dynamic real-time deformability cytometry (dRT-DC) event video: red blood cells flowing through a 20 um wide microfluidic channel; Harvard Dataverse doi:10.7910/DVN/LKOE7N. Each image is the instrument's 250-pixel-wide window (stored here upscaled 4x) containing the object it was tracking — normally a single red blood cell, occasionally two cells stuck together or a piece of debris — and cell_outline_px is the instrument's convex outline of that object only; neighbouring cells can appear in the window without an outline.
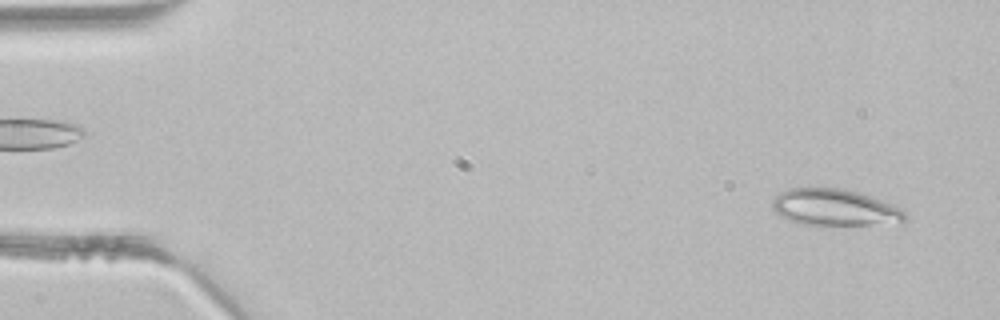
{"species": "common noctule bat (a hibernating species)", "species_latin": "Nyctalus noctula", "temperature_condition": "room temperature", "stored_images_in_passage": 3, "camera_frame_rate_fps": 3000, "um_per_image_px": 0.085, "animal": {"sex": "male", "body_mass_g": 21.5, "forearm_length_mm": 52.0}, "frame": {"image": 1, "passage_image": 1, "time_ms": 0.0, "image_size_px": [1000, 320], "cell_outline_px": [[908, 216], [904, 220], [868, 224], [804, 224], [792, 220], [776, 212], [772, 208], [772, 200], [780, 192], [788, 188], [840, 188], [856, 192], [896, 204], [904, 208]], "centroid_in_image_um": [70.97, 17.6], "position_along_channel_um": 14.0, "area_um2": 27.74}}